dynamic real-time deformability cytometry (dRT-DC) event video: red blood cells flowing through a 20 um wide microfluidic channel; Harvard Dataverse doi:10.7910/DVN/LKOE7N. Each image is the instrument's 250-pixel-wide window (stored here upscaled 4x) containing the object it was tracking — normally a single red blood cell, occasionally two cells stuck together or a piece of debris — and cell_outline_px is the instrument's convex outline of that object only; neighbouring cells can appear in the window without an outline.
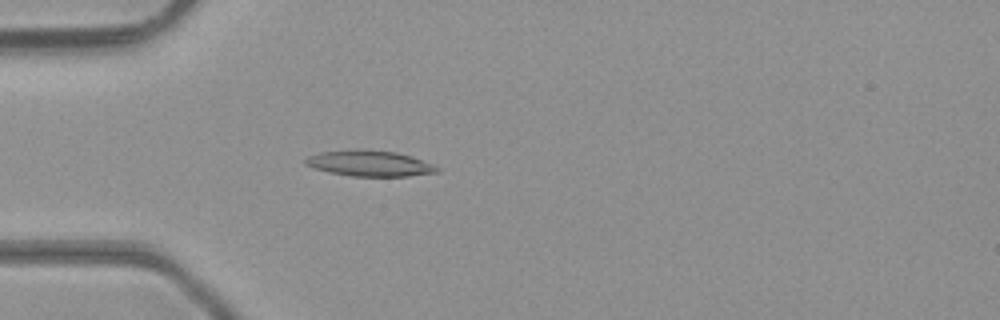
{"species": "common noctule bat (a hibernating species)", "species_latin": "Nyctalus noctula", "temperature_condition": "room temperature", "stored_images_in_passage": 47, "camera_frame_rate_fps": 3000, "um_per_image_px": 0.085, "animal": {"sex": "male", "body_mass_g": 23.1, "forearm_length_mm": 52.7}, "frame": {"image": 1, "passage_image": 13, "time_ms": 4.0, "image_size_px": [1000, 320], "cell_outline_px": [[440, 172], [408, 176], [352, 176], [328, 172], [304, 164], [304, 160], [308, 156], [320, 152], [356, 148], [396, 152], [412, 156], [432, 164], [440, 168]], "centroid_in_image_um": [31.42, 13.88], "position_along_channel_um": 53.6, "area_um2": 19.94}}
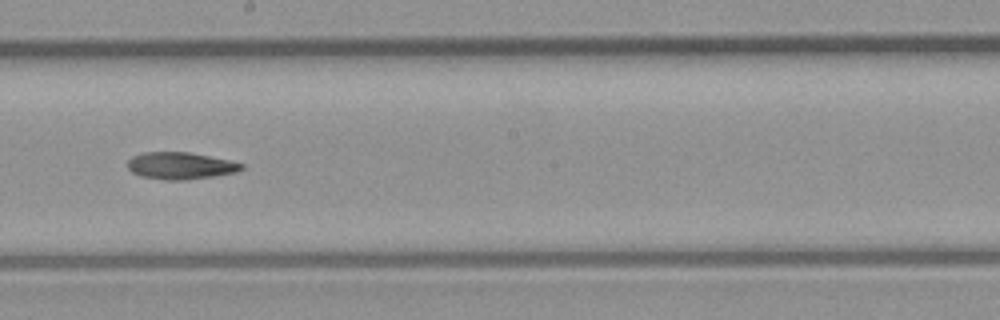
{"frame": {"image": 2, "passage_image": 26, "time_ms": 8.333, "image_size_px": [1000, 320], "cell_outline_px": [[244, 168], [236, 172], [212, 176], [184, 180], [168, 180], [140, 176], [132, 172], [128, 168], [128, 160], [132, 156], [144, 152], [188, 152], [232, 160], [244, 164]], "centroid_in_image_um": [15.35, 14.08], "position_along_channel_um": 232.9, "area_um2": 17.92}}
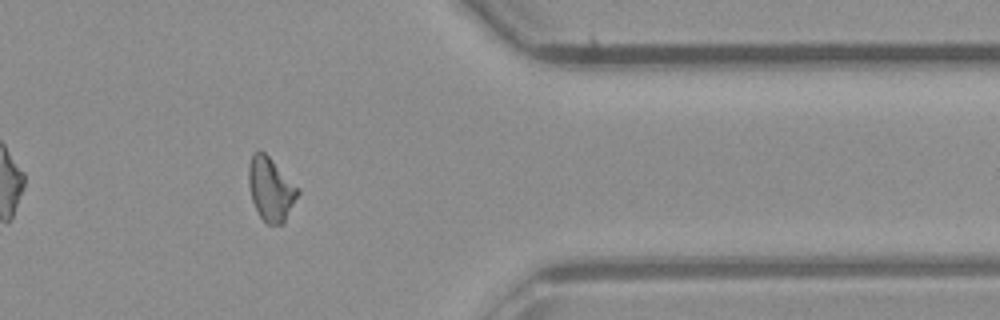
{"frame": {"image": 3, "passage_image": 38, "time_ms": 12.333, "image_size_px": [1000, 320], "cell_outline_px": [[300, 192], [284, 220], [280, 224], [268, 224], [260, 216], [252, 200], [248, 184], [248, 164], [252, 152], [260, 148], [300, 188]], "centroid_in_image_um": [22.99, 16.01], "position_along_channel_um": 388.4, "area_um2": 18.15}}